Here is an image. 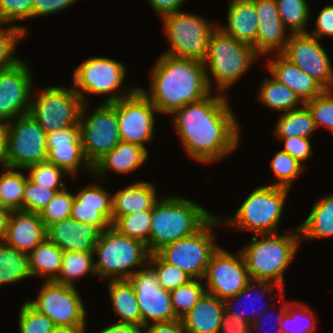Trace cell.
<instances>
[{
    "label": "cell",
    "instance_id": "cell-56",
    "mask_svg": "<svg viewBox=\"0 0 333 333\" xmlns=\"http://www.w3.org/2000/svg\"><path fill=\"white\" fill-rule=\"evenodd\" d=\"M144 333H187L181 319L168 322L150 323L144 327Z\"/></svg>",
    "mask_w": 333,
    "mask_h": 333
},
{
    "label": "cell",
    "instance_id": "cell-10",
    "mask_svg": "<svg viewBox=\"0 0 333 333\" xmlns=\"http://www.w3.org/2000/svg\"><path fill=\"white\" fill-rule=\"evenodd\" d=\"M162 21L170 46L164 54L198 61L205 59L210 35L218 27L217 24H210L197 14L183 11L167 15Z\"/></svg>",
    "mask_w": 333,
    "mask_h": 333
},
{
    "label": "cell",
    "instance_id": "cell-1",
    "mask_svg": "<svg viewBox=\"0 0 333 333\" xmlns=\"http://www.w3.org/2000/svg\"><path fill=\"white\" fill-rule=\"evenodd\" d=\"M224 96L210 94L173 113L180 143L197 162L219 161L238 148L240 124Z\"/></svg>",
    "mask_w": 333,
    "mask_h": 333
},
{
    "label": "cell",
    "instance_id": "cell-64",
    "mask_svg": "<svg viewBox=\"0 0 333 333\" xmlns=\"http://www.w3.org/2000/svg\"><path fill=\"white\" fill-rule=\"evenodd\" d=\"M0 208H7V207L4 205V203H3L2 199H1V196H0Z\"/></svg>",
    "mask_w": 333,
    "mask_h": 333
},
{
    "label": "cell",
    "instance_id": "cell-18",
    "mask_svg": "<svg viewBox=\"0 0 333 333\" xmlns=\"http://www.w3.org/2000/svg\"><path fill=\"white\" fill-rule=\"evenodd\" d=\"M147 267V268H146ZM136 292L141 326L156 322H168L179 319L172 307L170 291L161 287L155 271L145 266L128 278Z\"/></svg>",
    "mask_w": 333,
    "mask_h": 333
},
{
    "label": "cell",
    "instance_id": "cell-52",
    "mask_svg": "<svg viewBox=\"0 0 333 333\" xmlns=\"http://www.w3.org/2000/svg\"><path fill=\"white\" fill-rule=\"evenodd\" d=\"M69 144H82L79 122L71 127L47 133L46 148H55L56 146Z\"/></svg>",
    "mask_w": 333,
    "mask_h": 333
},
{
    "label": "cell",
    "instance_id": "cell-53",
    "mask_svg": "<svg viewBox=\"0 0 333 333\" xmlns=\"http://www.w3.org/2000/svg\"><path fill=\"white\" fill-rule=\"evenodd\" d=\"M280 139L284 144V148L282 149V151H285L286 153L290 154L300 163L307 160L313 154L309 138L294 136V137L280 138Z\"/></svg>",
    "mask_w": 333,
    "mask_h": 333
},
{
    "label": "cell",
    "instance_id": "cell-7",
    "mask_svg": "<svg viewBox=\"0 0 333 333\" xmlns=\"http://www.w3.org/2000/svg\"><path fill=\"white\" fill-rule=\"evenodd\" d=\"M289 190L270 184L258 187L247 196L234 217L220 218V220L257 235L278 233V224Z\"/></svg>",
    "mask_w": 333,
    "mask_h": 333
},
{
    "label": "cell",
    "instance_id": "cell-26",
    "mask_svg": "<svg viewBox=\"0 0 333 333\" xmlns=\"http://www.w3.org/2000/svg\"><path fill=\"white\" fill-rule=\"evenodd\" d=\"M148 158L146 148L137 144L120 141L111 151L101 157L93 166L91 174L99 181L104 180L108 170L118 173H128L140 167Z\"/></svg>",
    "mask_w": 333,
    "mask_h": 333
},
{
    "label": "cell",
    "instance_id": "cell-35",
    "mask_svg": "<svg viewBox=\"0 0 333 333\" xmlns=\"http://www.w3.org/2000/svg\"><path fill=\"white\" fill-rule=\"evenodd\" d=\"M283 303L280 316L277 317L281 333H314L316 319L309 306H306L304 303L299 304L295 301L293 303H285L283 301ZM295 306L297 309H294Z\"/></svg>",
    "mask_w": 333,
    "mask_h": 333
},
{
    "label": "cell",
    "instance_id": "cell-63",
    "mask_svg": "<svg viewBox=\"0 0 333 333\" xmlns=\"http://www.w3.org/2000/svg\"><path fill=\"white\" fill-rule=\"evenodd\" d=\"M265 315V316H264ZM264 315H262L263 317H265V319L263 318V320L264 321H266V319H267V317H266V314H264ZM267 315H269L270 317H271V315L270 314H267ZM268 316V317H269ZM272 317H273V315H272ZM261 318L262 317H259L256 321H254L253 323H251L249 326H250V328H251V330H254V331H256L257 333L259 332L258 330V328L260 327L259 326V324H260V322L262 321L261 320ZM272 320H273V318H272ZM262 323H263V321H262ZM268 323V322H267ZM263 324H265V323H263ZM254 328V329H253ZM261 329V328H260Z\"/></svg>",
    "mask_w": 333,
    "mask_h": 333
},
{
    "label": "cell",
    "instance_id": "cell-4",
    "mask_svg": "<svg viewBox=\"0 0 333 333\" xmlns=\"http://www.w3.org/2000/svg\"><path fill=\"white\" fill-rule=\"evenodd\" d=\"M291 230L283 236L258 234L262 237L260 240L252 237L251 243L241 250L250 279L276 284L280 293L285 291L283 273L293 261L301 242L299 228Z\"/></svg>",
    "mask_w": 333,
    "mask_h": 333
},
{
    "label": "cell",
    "instance_id": "cell-8",
    "mask_svg": "<svg viewBox=\"0 0 333 333\" xmlns=\"http://www.w3.org/2000/svg\"><path fill=\"white\" fill-rule=\"evenodd\" d=\"M221 223L220 217L212 216L193 235L163 246L156 253L167 263L176 266L192 279H202L211 256L219 248L212 228Z\"/></svg>",
    "mask_w": 333,
    "mask_h": 333
},
{
    "label": "cell",
    "instance_id": "cell-3",
    "mask_svg": "<svg viewBox=\"0 0 333 333\" xmlns=\"http://www.w3.org/2000/svg\"><path fill=\"white\" fill-rule=\"evenodd\" d=\"M212 216L206 208L179 195L157 200L152 208L149 253L193 235Z\"/></svg>",
    "mask_w": 333,
    "mask_h": 333
},
{
    "label": "cell",
    "instance_id": "cell-23",
    "mask_svg": "<svg viewBox=\"0 0 333 333\" xmlns=\"http://www.w3.org/2000/svg\"><path fill=\"white\" fill-rule=\"evenodd\" d=\"M47 238L46 226L39 213L12 210L3 242L20 252L29 254Z\"/></svg>",
    "mask_w": 333,
    "mask_h": 333
},
{
    "label": "cell",
    "instance_id": "cell-13",
    "mask_svg": "<svg viewBox=\"0 0 333 333\" xmlns=\"http://www.w3.org/2000/svg\"><path fill=\"white\" fill-rule=\"evenodd\" d=\"M86 103L80 111L79 125L82 149L91 166L111 151L120 141L116 109L110 103H100L90 114Z\"/></svg>",
    "mask_w": 333,
    "mask_h": 333
},
{
    "label": "cell",
    "instance_id": "cell-59",
    "mask_svg": "<svg viewBox=\"0 0 333 333\" xmlns=\"http://www.w3.org/2000/svg\"><path fill=\"white\" fill-rule=\"evenodd\" d=\"M6 136H7L6 122L0 120V167L4 166L5 163Z\"/></svg>",
    "mask_w": 333,
    "mask_h": 333
},
{
    "label": "cell",
    "instance_id": "cell-12",
    "mask_svg": "<svg viewBox=\"0 0 333 333\" xmlns=\"http://www.w3.org/2000/svg\"><path fill=\"white\" fill-rule=\"evenodd\" d=\"M14 123V124H13ZM7 122L6 153L4 166L25 170L27 167L47 161V133L31 117L23 114Z\"/></svg>",
    "mask_w": 333,
    "mask_h": 333
},
{
    "label": "cell",
    "instance_id": "cell-22",
    "mask_svg": "<svg viewBox=\"0 0 333 333\" xmlns=\"http://www.w3.org/2000/svg\"><path fill=\"white\" fill-rule=\"evenodd\" d=\"M47 239L61 250L94 253L102 230L95 224L81 223L72 217L50 224Z\"/></svg>",
    "mask_w": 333,
    "mask_h": 333
},
{
    "label": "cell",
    "instance_id": "cell-21",
    "mask_svg": "<svg viewBox=\"0 0 333 333\" xmlns=\"http://www.w3.org/2000/svg\"><path fill=\"white\" fill-rule=\"evenodd\" d=\"M258 19L256 52L259 55L281 53L291 34L281 21L276 0H252ZM286 35V36H285Z\"/></svg>",
    "mask_w": 333,
    "mask_h": 333
},
{
    "label": "cell",
    "instance_id": "cell-61",
    "mask_svg": "<svg viewBox=\"0 0 333 333\" xmlns=\"http://www.w3.org/2000/svg\"><path fill=\"white\" fill-rule=\"evenodd\" d=\"M11 210L0 208V237L3 239Z\"/></svg>",
    "mask_w": 333,
    "mask_h": 333
},
{
    "label": "cell",
    "instance_id": "cell-31",
    "mask_svg": "<svg viewBox=\"0 0 333 333\" xmlns=\"http://www.w3.org/2000/svg\"><path fill=\"white\" fill-rule=\"evenodd\" d=\"M64 251L47 238L29 254V267L32 276L47 277L45 281H55L61 269Z\"/></svg>",
    "mask_w": 333,
    "mask_h": 333
},
{
    "label": "cell",
    "instance_id": "cell-44",
    "mask_svg": "<svg viewBox=\"0 0 333 333\" xmlns=\"http://www.w3.org/2000/svg\"><path fill=\"white\" fill-rule=\"evenodd\" d=\"M270 167L277 178V182L271 185L288 189H290L294 180L305 169L303 163H300L297 159L282 150L274 155V158L270 162Z\"/></svg>",
    "mask_w": 333,
    "mask_h": 333
},
{
    "label": "cell",
    "instance_id": "cell-9",
    "mask_svg": "<svg viewBox=\"0 0 333 333\" xmlns=\"http://www.w3.org/2000/svg\"><path fill=\"white\" fill-rule=\"evenodd\" d=\"M125 68L124 64L116 60L100 56L91 57L73 70V88L81 97L82 102L86 104L88 100L85 99V93L102 95L109 93L110 97L104 103L116 102L131 95L139 88L124 90L126 87L122 83L126 76ZM121 87L122 92L119 90Z\"/></svg>",
    "mask_w": 333,
    "mask_h": 333
},
{
    "label": "cell",
    "instance_id": "cell-40",
    "mask_svg": "<svg viewBox=\"0 0 333 333\" xmlns=\"http://www.w3.org/2000/svg\"><path fill=\"white\" fill-rule=\"evenodd\" d=\"M152 210H143L129 215L117 217L111 226L119 233L137 239L146 244L150 238Z\"/></svg>",
    "mask_w": 333,
    "mask_h": 333
},
{
    "label": "cell",
    "instance_id": "cell-6",
    "mask_svg": "<svg viewBox=\"0 0 333 333\" xmlns=\"http://www.w3.org/2000/svg\"><path fill=\"white\" fill-rule=\"evenodd\" d=\"M96 254V275L110 280L128 279L136 271L147 266L150 255L146 244L119 233L112 226L103 230L95 243L94 255ZM136 266L137 270L129 269H136Z\"/></svg>",
    "mask_w": 333,
    "mask_h": 333
},
{
    "label": "cell",
    "instance_id": "cell-47",
    "mask_svg": "<svg viewBox=\"0 0 333 333\" xmlns=\"http://www.w3.org/2000/svg\"><path fill=\"white\" fill-rule=\"evenodd\" d=\"M18 318L20 333H50L55 326L48 316L36 310L28 301L22 304Z\"/></svg>",
    "mask_w": 333,
    "mask_h": 333
},
{
    "label": "cell",
    "instance_id": "cell-27",
    "mask_svg": "<svg viewBox=\"0 0 333 333\" xmlns=\"http://www.w3.org/2000/svg\"><path fill=\"white\" fill-rule=\"evenodd\" d=\"M226 28L218 26L225 34L254 47L258 32V19L252 0H233L228 4Z\"/></svg>",
    "mask_w": 333,
    "mask_h": 333
},
{
    "label": "cell",
    "instance_id": "cell-58",
    "mask_svg": "<svg viewBox=\"0 0 333 333\" xmlns=\"http://www.w3.org/2000/svg\"><path fill=\"white\" fill-rule=\"evenodd\" d=\"M142 329H144L143 326L115 322L97 333H144Z\"/></svg>",
    "mask_w": 333,
    "mask_h": 333
},
{
    "label": "cell",
    "instance_id": "cell-20",
    "mask_svg": "<svg viewBox=\"0 0 333 333\" xmlns=\"http://www.w3.org/2000/svg\"><path fill=\"white\" fill-rule=\"evenodd\" d=\"M112 196L99 186L91 184L74 195L71 217L81 223L95 224L102 231L112 223Z\"/></svg>",
    "mask_w": 333,
    "mask_h": 333
},
{
    "label": "cell",
    "instance_id": "cell-37",
    "mask_svg": "<svg viewBox=\"0 0 333 333\" xmlns=\"http://www.w3.org/2000/svg\"><path fill=\"white\" fill-rule=\"evenodd\" d=\"M254 283L257 284V286H259L262 289V290L260 289V291H262V292H260V294H258L257 297L258 296L262 297L261 294L262 295H264V294H269V295L272 294V289H273L272 286L279 287L278 285L273 284V283L268 282V281H261V280H253V279H251L248 282L247 286L243 290H241L236 296L229 297V298H227V299L224 300L225 322H226V324H228V325L246 326V325H250L251 323H253L254 321H256L259 317H262V313H260V312H259V315L257 314L258 316L255 315V313H254L255 309H253V313H250V315H249V312H248V314L244 315L243 312H238V311L234 310V307L230 305V301L231 300H234V301L238 300V299L241 300L244 297H248V295H251L253 293V291L255 290V287L253 285ZM255 297L256 296H254L253 298H255ZM245 305H246V303L244 304V306ZM241 306L243 307V305H241ZM232 307H233V309H232Z\"/></svg>",
    "mask_w": 333,
    "mask_h": 333
},
{
    "label": "cell",
    "instance_id": "cell-54",
    "mask_svg": "<svg viewBox=\"0 0 333 333\" xmlns=\"http://www.w3.org/2000/svg\"><path fill=\"white\" fill-rule=\"evenodd\" d=\"M77 0H34L32 18L50 15L69 8Z\"/></svg>",
    "mask_w": 333,
    "mask_h": 333
},
{
    "label": "cell",
    "instance_id": "cell-30",
    "mask_svg": "<svg viewBox=\"0 0 333 333\" xmlns=\"http://www.w3.org/2000/svg\"><path fill=\"white\" fill-rule=\"evenodd\" d=\"M108 292L114 312L121 318L118 323L141 326V314L136 292L128 279L109 280Z\"/></svg>",
    "mask_w": 333,
    "mask_h": 333
},
{
    "label": "cell",
    "instance_id": "cell-51",
    "mask_svg": "<svg viewBox=\"0 0 333 333\" xmlns=\"http://www.w3.org/2000/svg\"><path fill=\"white\" fill-rule=\"evenodd\" d=\"M34 0H0V22L7 24L32 17Z\"/></svg>",
    "mask_w": 333,
    "mask_h": 333
},
{
    "label": "cell",
    "instance_id": "cell-60",
    "mask_svg": "<svg viewBox=\"0 0 333 333\" xmlns=\"http://www.w3.org/2000/svg\"><path fill=\"white\" fill-rule=\"evenodd\" d=\"M219 333H253L249 325L238 326L226 324Z\"/></svg>",
    "mask_w": 333,
    "mask_h": 333
},
{
    "label": "cell",
    "instance_id": "cell-16",
    "mask_svg": "<svg viewBox=\"0 0 333 333\" xmlns=\"http://www.w3.org/2000/svg\"><path fill=\"white\" fill-rule=\"evenodd\" d=\"M233 255L218 248L209 261L204 278L206 292L220 300L236 296L251 280L241 251Z\"/></svg>",
    "mask_w": 333,
    "mask_h": 333
},
{
    "label": "cell",
    "instance_id": "cell-11",
    "mask_svg": "<svg viewBox=\"0 0 333 333\" xmlns=\"http://www.w3.org/2000/svg\"><path fill=\"white\" fill-rule=\"evenodd\" d=\"M37 99H31L28 114L46 132L71 127L79 122L83 105L81 97L73 86L39 89Z\"/></svg>",
    "mask_w": 333,
    "mask_h": 333
},
{
    "label": "cell",
    "instance_id": "cell-2",
    "mask_svg": "<svg viewBox=\"0 0 333 333\" xmlns=\"http://www.w3.org/2000/svg\"><path fill=\"white\" fill-rule=\"evenodd\" d=\"M151 91L139 87L158 113L172 114L210 95L203 61L162 54L150 72Z\"/></svg>",
    "mask_w": 333,
    "mask_h": 333
},
{
    "label": "cell",
    "instance_id": "cell-25",
    "mask_svg": "<svg viewBox=\"0 0 333 333\" xmlns=\"http://www.w3.org/2000/svg\"><path fill=\"white\" fill-rule=\"evenodd\" d=\"M266 67L271 76L288 86L305 103L320 95L325 89L313 78L300 70L281 53H273Z\"/></svg>",
    "mask_w": 333,
    "mask_h": 333
},
{
    "label": "cell",
    "instance_id": "cell-28",
    "mask_svg": "<svg viewBox=\"0 0 333 333\" xmlns=\"http://www.w3.org/2000/svg\"><path fill=\"white\" fill-rule=\"evenodd\" d=\"M158 200L154 184L136 182L112 195V222L120 216L152 210Z\"/></svg>",
    "mask_w": 333,
    "mask_h": 333
},
{
    "label": "cell",
    "instance_id": "cell-29",
    "mask_svg": "<svg viewBox=\"0 0 333 333\" xmlns=\"http://www.w3.org/2000/svg\"><path fill=\"white\" fill-rule=\"evenodd\" d=\"M298 228L301 240L333 237V194L316 201Z\"/></svg>",
    "mask_w": 333,
    "mask_h": 333
},
{
    "label": "cell",
    "instance_id": "cell-41",
    "mask_svg": "<svg viewBox=\"0 0 333 333\" xmlns=\"http://www.w3.org/2000/svg\"><path fill=\"white\" fill-rule=\"evenodd\" d=\"M276 3L281 21L289 27L290 34L309 32L306 28L310 10L306 0H276Z\"/></svg>",
    "mask_w": 333,
    "mask_h": 333
},
{
    "label": "cell",
    "instance_id": "cell-15",
    "mask_svg": "<svg viewBox=\"0 0 333 333\" xmlns=\"http://www.w3.org/2000/svg\"><path fill=\"white\" fill-rule=\"evenodd\" d=\"M117 113L121 141L144 144L153 140L157 109L138 88L131 95L110 103Z\"/></svg>",
    "mask_w": 333,
    "mask_h": 333
},
{
    "label": "cell",
    "instance_id": "cell-45",
    "mask_svg": "<svg viewBox=\"0 0 333 333\" xmlns=\"http://www.w3.org/2000/svg\"><path fill=\"white\" fill-rule=\"evenodd\" d=\"M29 171L28 178L47 189L64 190L67 187L62 177L68 175L64 170L48 161L31 165L25 169Z\"/></svg>",
    "mask_w": 333,
    "mask_h": 333
},
{
    "label": "cell",
    "instance_id": "cell-42",
    "mask_svg": "<svg viewBox=\"0 0 333 333\" xmlns=\"http://www.w3.org/2000/svg\"><path fill=\"white\" fill-rule=\"evenodd\" d=\"M202 279H192L187 284L170 291V298L176 316L181 319L206 292Z\"/></svg>",
    "mask_w": 333,
    "mask_h": 333
},
{
    "label": "cell",
    "instance_id": "cell-48",
    "mask_svg": "<svg viewBox=\"0 0 333 333\" xmlns=\"http://www.w3.org/2000/svg\"><path fill=\"white\" fill-rule=\"evenodd\" d=\"M74 195L67 191L57 192L52 201L39 213L46 228L55 222L71 217Z\"/></svg>",
    "mask_w": 333,
    "mask_h": 333
},
{
    "label": "cell",
    "instance_id": "cell-36",
    "mask_svg": "<svg viewBox=\"0 0 333 333\" xmlns=\"http://www.w3.org/2000/svg\"><path fill=\"white\" fill-rule=\"evenodd\" d=\"M94 256V253L65 251L59 276L55 282L76 287L74 283L76 279L89 272L96 275Z\"/></svg>",
    "mask_w": 333,
    "mask_h": 333
},
{
    "label": "cell",
    "instance_id": "cell-57",
    "mask_svg": "<svg viewBox=\"0 0 333 333\" xmlns=\"http://www.w3.org/2000/svg\"><path fill=\"white\" fill-rule=\"evenodd\" d=\"M154 12L158 13L161 18L181 11V6L185 0H148Z\"/></svg>",
    "mask_w": 333,
    "mask_h": 333
},
{
    "label": "cell",
    "instance_id": "cell-43",
    "mask_svg": "<svg viewBox=\"0 0 333 333\" xmlns=\"http://www.w3.org/2000/svg\"><path fill=\"white\" fill-rule=\"evenodd\" d=\"M148 263L155 271L159 285L167 291L174 290L192 280L187 273L165 262L157 253L149 255Z\"/></svg>",
    "mask_w": 333,
    "mask_h": 333
},
{
    "label": "cell",
    "instance_id": "cell-49",
    "mask_svg": "<svg viewBox=\"0 0 333 333\" xmlns=\"http://www.w3.org/2000/svg\"><path fill=\"white\" fill-rule=\"evenodd\" d=\"M60 191L63 190L44 188L28 178L24 188L23 211L40 213Z\"/></svg>",
    "mask_w": 333,
    "mask_h": 333
},
{
    "label": "cell",
    "instance_id": "cell-46",
    "mask_svg": "<svg viewBox=\"0 0 333 333\" xmlns=\"http://www.w3.org/2000/svg\"><path fill=\"white\" fill-rule=\"evenodd\" d=\"M5 26L0 22V69L8 68L15 65L20 58L14 57L16 44L26 35V30L22 26Z\"/></svg>",
    "mask_w": 333,
    "mask_h": 333
},
{
    "label": "cell",
    "instance_id": "cell-33",
    "mask_svg": "<svg viewBox=\"0 0 333 333\" xmlns=\"http://www.w3.org/2000/svg\"><path fill=\"white\" fill-rule=\"evenodd\" d=\"M315 131L312 113L305 104L298 109L281 113L275 126V135L278 138H310Z\"/></svg>",
    "mask_w": 333,
    "mask_h": 333
},
{
    "label": "cell",
    "instance_id": "cell-62",
    "mask_svg": "<svg viewBox=\"0 0 333 333\" xmlns=\"http://www.w3.org/2000/svg\"><path fill=\"white\" fill-rule=\"evenodd\" d=\"M86 328L55 325L50 333H85Z\"/></svg>",
    "mask_w": 333,
    "mask_h": 333
},
{
    "label": "cell",
    "instance_id": "cell-32",
    "mask_svg": "<svg viewBox=\"0 0 333 333\" xmlns=\"http://www.w3.org/2000/svg\"><path fill=\"white\" fill-rule=\"evenodd\" d=\"M258 98L264 106L282 113L300 108L299 104H305L293 90L274 77L263 78Z\"/></svg>",
    "mask_w": 333,
    "mask_h": 333
},
{
    "label": "cell",
    "instance_id": "cell-34",
    "mask_svg": "<svg viewBox=\"0 0 333 333\" xmlns=\"http://www.w3.org/2000/svg\"><path fill=\"white\" fill-rule=\"evenodd\" d=\"M32 277L28 254L8 246L3 241L0 244V287L1 284L20 282Z\"/></svg>",
    "mask_w": 333,
    "mask_h": 333
},
{
    "label": "cell",
    "instance_id": "cell-5",
    "mask_svg": "<svg viewBox=\"0 0 333 333\" xmlns=\"http://www.w3.org/2000/svg\"><path fill=\"white\" fill-rule=\"evenodd\" d=\"M258 56L254 47L236 40L217 27L210 35L207 55L203 60L210 88L212 82L208 68L217 83V91L222 93L245 75Z\"/></svg>",
    "mask_w": 333,
    "mask_h": 333
},
{
    "label": "cell",
    "instance_id": "cell-55",
    "mask_svg": "<svg viewBox=\"0 0 333 333\" xmlns=\"http://www.w3.org/2000/svg\"><path fill=\"white\" fill-rule=\"evenodd\" d=\"M316 27L309 34L318 39L324 35L333 37V5H327L321 9L316 19Z\"/></svg>",
    "mask_w": 333,
    "mask_h": 333
},
{
    "label": "cell",
    "instance_id": "cell-24",
    "mask_svg": "<svg viewBox=\"0 0 333 333\" xmlns=\"http://www.w3.org/2000/svg\"><path fill=\"white\" fill-rule=\"evenodd\" d=\"M181 320L187 333H219L226 325L224 301L205 292Z\"/></svg>",
    "mask_w": 333,
    "mask_h": 333
},
{
    "label": "cell",
    "instance_id": "cell-14",
    "mask_svg": "<svg viewBox=\"0 0 333 333\" xmlns=\"http://www.w3.org/2000/svg\"><path fill=\"white\" fill-rule=\"evenodd\" d=\"M28 302L48 316L54 325L86 328V307L76 287L55 281L43 282L34 301Z\"/></svg>",
    "mask_w": 333,
    "mask_h": 333
},
{
    "label": "cell",
    "instance_id": "cell-17",
    "mask_svg": "<svg viewBox=\"0 0 333 333\" xmlns=\"http://www.w3.org/2000/svg\"><path fill=\"white\" fill-rule=\"evenodd\" d=\"M281 54L316 80L325 90L333 88V68L319 39L308 33H292Z\"/></svg>",
    "mask_w": 333,
    "mask_h": 333
},
{
    "label": "cell",
    "instance_id": "cell-19",
    "mask_svg": "<svg viewBox=\"0 0 333 333\" xmlns=\"http://www.w3.org/2000/svg\"><path fill=\"white\" fill-rule=\"evenodd\" d=\"M25 60L0 69V120L9 122L27 114L32 99L33 77Z\"/></svg>",
    "mask_w": 333,
    "mask_h": 333
},
{
    "label": "cell",
    "instance_id": "cell-39",
    "mask_svg": "<svg viewBox=\"0 0 333 333\" xmlns=\"http://www.w3.org/2000/svg\"><path fill=\"white\" fill-rule=\"evenodd\" d=\"M47 151V161L64 170L68 176H75L81 165H86V168L92 172V166L84 155L82 144L56 146L47 148Z\"/></svg>",
    "mask_w": 333,
    "mask_h": 333
},
{
    "label": "cell",
    "instance_id": "cell-50",
    "mask_svg": "<svg viewBox=\"0 0 333 333\" xmlns=\"http://www.w3.org/2000/svg\"><path fill=\"white\" fill-rule=\"evenodd\" d=\"M305 105L312 113L316 129L323 125L333 131V92L324 90L312 100L306 101Z\"/></svg>",
    "mask_w": 333,
    "mask_h": 333
},
{
    "label": "cell",
    "instance_id": "cell-38",
    "mask_svg": "<svg viewBox=\"0 0 333 333\" xmlns=\"http://www.w3.org/2000/svg\"><path fill=\"white\" fill-rule=\"evenodd\" d=\"M1 168L3 172L0 175V196L4 205L11 211H23L24 188L28 177L20 171H14V168Z\"/></svg>",
    "mask_w": 333,
    "mask_h": 333
}]
</instances>
